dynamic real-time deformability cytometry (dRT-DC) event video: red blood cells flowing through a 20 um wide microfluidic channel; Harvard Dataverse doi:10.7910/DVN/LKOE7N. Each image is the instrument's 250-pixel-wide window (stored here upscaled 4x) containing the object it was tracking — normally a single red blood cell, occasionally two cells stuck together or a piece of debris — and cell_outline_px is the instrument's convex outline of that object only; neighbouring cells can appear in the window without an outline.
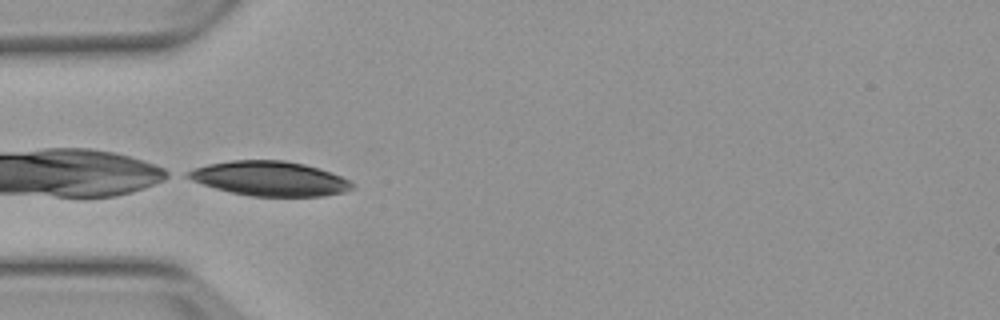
{"species": "Egyptian fruit bat (a non-hibernating species)", "species_latin": "Rousettus aegyptiacus", "temperature_condition": "warm", "stored_images_in_passage": 7, "camera_frame_rate_fps": 3000, "um_per_image_px": 0.085, "animal": {"sex": "female"}, "frame": {"image": 1, "passage_image": 4, "time_ms": 4.333, "image_size_px": [1000, 320], "cell_outline_px": [[356, 188], [344, 192], [324, 196], [252, 196], [232, 192], [216, 188], [192, 180], [184, 176], [188, 172], [196, 168], [208, 164], [232, 160], [284, 160], [304, 164], [340, 176], [348, 180]], "centroid_in_image_um": [22.94, 15.18], "position_along_channel_um": 62.1, "area_um2": 32.66}}
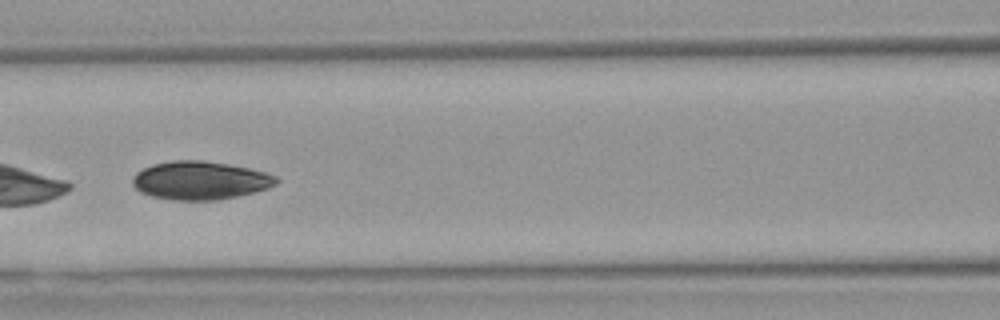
{"frame": {"image": 2, "passage_image": 6, "time_ms": 6.667, "image_size_px": [1000, 320], "cell_outline_px": [[280, 180], [276, 184], [268, 188], [236, 196], [216, 200], [172, 200], [152, 196], [140, 192], [132, 184], [132, 180], [136, 172], [152, 164], [172, 160], [204, 160], [228, 164], [248, 168], [264, 172], [276, 176]], "centroid_in_image_um": [16.99, 15.33], "position_along_channel_um": 149.6, "area_um2": 32.02}}
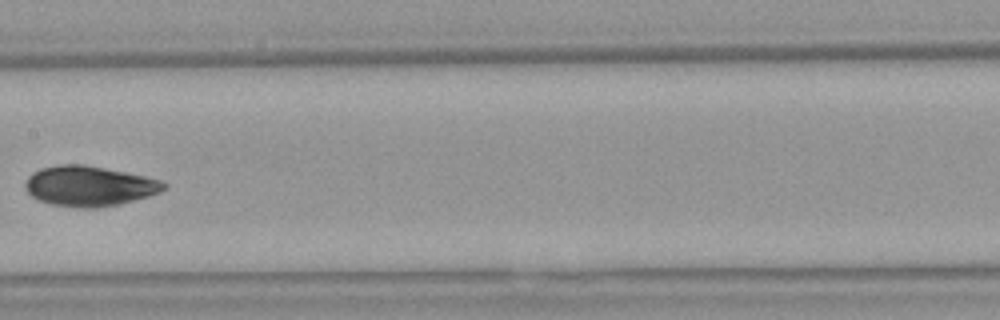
{"frame": {"image": 3, "passage_image": 7, "time_ms": 8.0, "image_size_px": [1000, 320], "cell_outline_px": [[168, 188], [160, 192], [148, 196], [120, 204], [96, 208], [76, 208], [52, 204], [40, 200], [32, 196], [24, 188], [24, 184], [28, 176], [32, 172], [40, 168], [64, 164], [80, 164], [104, 168], [144, 176], [160, 180], [168, 184]], "centroid_in_image_um": [7.58, 15.82], "position_along_channel_um": 199.8, "area_um2": 32.43}}